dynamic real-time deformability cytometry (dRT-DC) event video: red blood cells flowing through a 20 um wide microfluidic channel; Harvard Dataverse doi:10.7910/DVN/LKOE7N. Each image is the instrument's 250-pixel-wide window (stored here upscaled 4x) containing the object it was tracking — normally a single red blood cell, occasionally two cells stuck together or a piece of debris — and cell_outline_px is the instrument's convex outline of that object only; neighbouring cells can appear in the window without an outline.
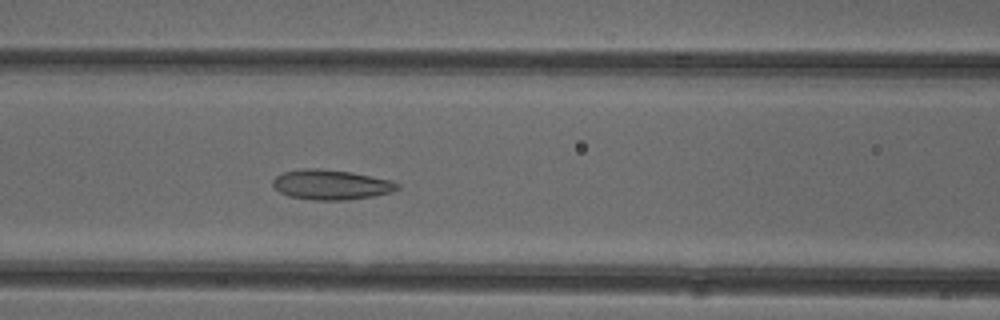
{"species": "common noctule bat (a hibernating species)", "species_latin": "Nyctalus noctula", "temperature_condition": "cold", "stored_images_in_passage": 30, "camera_frame_rate_fps": 3000, "um_per_image_px": 0.085, "animal": {"sex": "female"}, "frame": {"image": 1, "passage_image": 11, "time_ms": 3.333, "image_size_px": [1000, 320], "cell_outline_px": [[400, 188], [392, 192], [372, 196], [348, 200], [312, 200], [288, 196], [280, 192], [272, 184], [272, 180], [276, 176], [284, 172], [300, 168], [320, 168], [352, 172], [392, 180], [400, 184]], "centroid_in_image_um": [28.15, 15.69], "position_along_channel_um": 138.4, "area_um2": 21.96}}
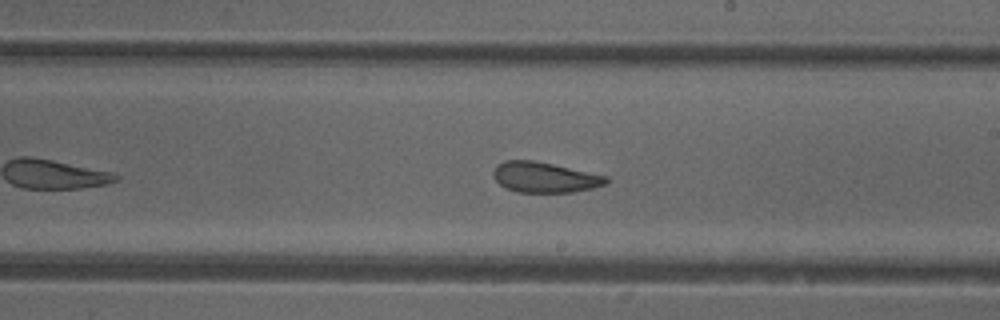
{"frame": {"image": 2, "passage_image": 19, "time_ms": 6.0, "image_size_px": [1000, 320], "cell_outline_px": [[608, 184], [592, 188], [572, 192], [516, 192], [504, 188], [496, 180], [492, 172], [496, 164], [504, 160], [532, 160], [552, 164], [608, 176]], "centroid_in_image_um": [46.27, 15.07], "position_along_channel_um": 242.7, "area_um2": 20.06}}
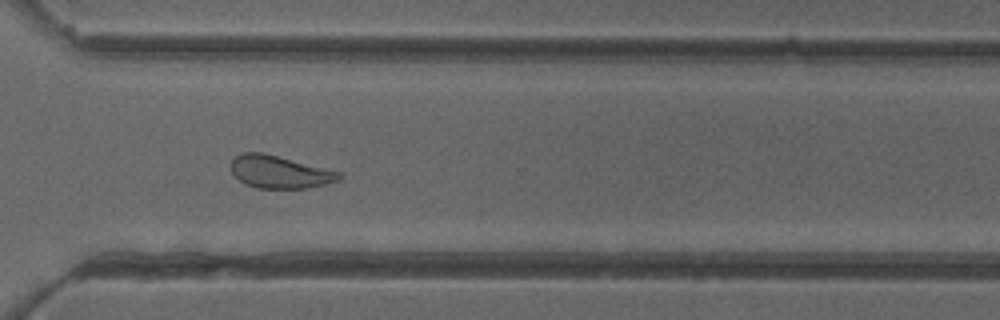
{"frame": {"image": 3, "passage_image": 27, "time_ms": 8.667, "image_size_px": [1000, 320], "cell_outline_px": [[344, 176], [340, 180], [308, 188], [256, 188], [244, 184], [232, 172], [232, 160], [236, 156], [244, 152], [264, 152], [340, 172]], "centroid_in_image_um": [23.78, 14.61], "position_along_channel_um": 346.8, "area_um2": 20.46}, "authors_computed_cell_mechanics": {"area_um2": 20.6635, "velocity_mm_per_s": 3.9264, "shape_relaxation_time_tau1_ms": null, "shape_relaxation_time_tau2_ms": 2.03, "deformation_change_tau1": null, "deformation_change_tau2": 0.0793}}